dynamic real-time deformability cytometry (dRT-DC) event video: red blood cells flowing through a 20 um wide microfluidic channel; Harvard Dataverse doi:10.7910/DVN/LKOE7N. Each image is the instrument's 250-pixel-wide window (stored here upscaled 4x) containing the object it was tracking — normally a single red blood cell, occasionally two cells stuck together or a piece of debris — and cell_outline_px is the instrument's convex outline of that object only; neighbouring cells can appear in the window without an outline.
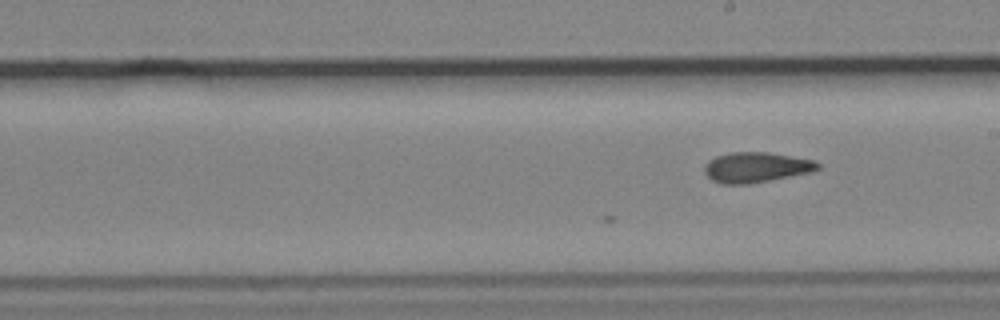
{"species": "common noctule bat (a hibernating species)", "species_latin": "Nyctalus noctula", "temperature_condition": "cold", "stored_images_in_passage": 13, "camera_frame_rate_fps": 3000, "um_per_image_px": 0.085, "animal": {"sex": "male", "body_mass_g": 19.2, "forearm_length_mm": 51.8}, "frame": {"image": 1, "passage_image": 13, "time_ms": 4.0, "image_size_px": [1000, 320], "cell_outline_px": [[820, 168], [812, 172], [748, 184], [720, 184], [712, 180], [704, 172], [704, 164], [708, 160], [716, 156], [732, 152], [768, 152], [816, 160], [820, 164]], "centroid_in_image_um": [64.27, 14.22], "position_along_channel_um": 224.7, "area_um2": 20.11}}